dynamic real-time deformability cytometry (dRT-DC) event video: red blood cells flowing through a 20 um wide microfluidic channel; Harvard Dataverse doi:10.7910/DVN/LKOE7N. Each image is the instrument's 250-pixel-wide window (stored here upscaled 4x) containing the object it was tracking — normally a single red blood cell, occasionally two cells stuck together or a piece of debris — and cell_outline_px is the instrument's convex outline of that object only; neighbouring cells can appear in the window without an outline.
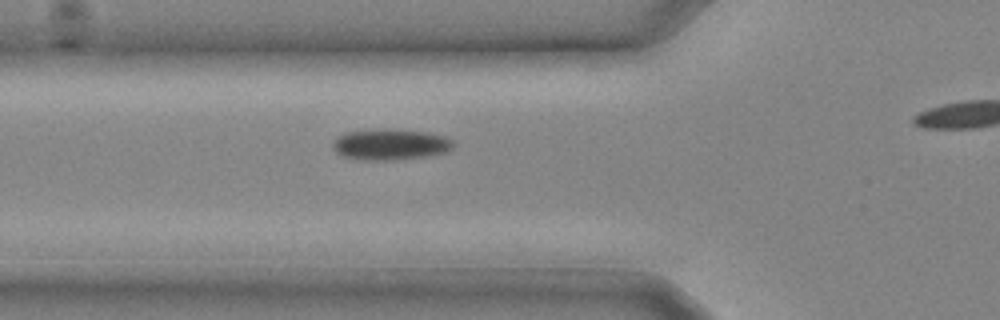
{"species": "common noctule bat (a hibernating species)", "species_latin": "Nyctalus noctula", "temperature_condition": "cold", "stored_images_in_passage": 5, "segment_of_instrument_passage": [1, 2], "camera_frame_rate_fps": 3000, "um_per_image_px": 0.085, "animal": {"sex": "male", "body_mass_g": 20.4}, "frame": {"image": 1, "passage_image": 2, "time_ms": 0.333, "image_size_px": [1000, 320], "cell_outline_px": [[452, 148], [444, 152], [424, 156], [388, 160], [364, 160], [340, 156], [332, 148], [332, 144], [344, 132], [428, 132], [444, 136], [452, 140]], "centroid_in_image_um": [33.15, 12.33], "position_along_channel_um": 92.6, "area_um2": 20.4}}
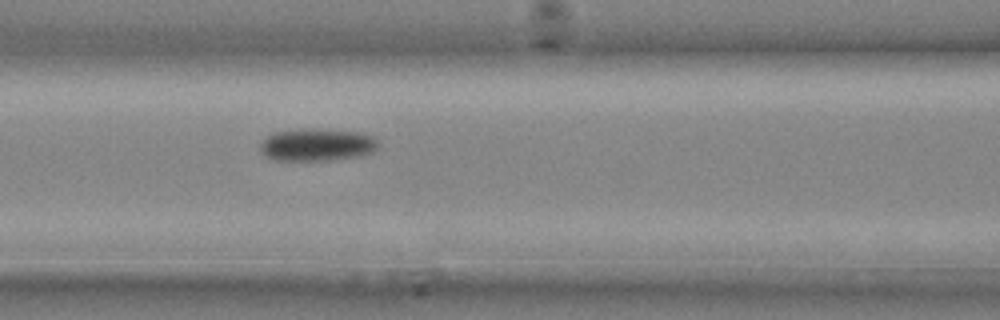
{"frame": {"image": 2, "passage_image": 4, "time_ms": 1.0, "image_size_px": [1000, 320], "cell_outline_px": [[376, 148], [372, 152], [360, 156], [328, 160], [272, 160], [264, 156], [260, 152], [260, 144], [268, 136], [276, 132], [304, 128], [312, 128], [360, 132], [372, 136], [376, 140]], "centroid_in_image_um": [26.9, 12.3], "position_along_channel_um": 139.7, "area_um2": 22.31}}